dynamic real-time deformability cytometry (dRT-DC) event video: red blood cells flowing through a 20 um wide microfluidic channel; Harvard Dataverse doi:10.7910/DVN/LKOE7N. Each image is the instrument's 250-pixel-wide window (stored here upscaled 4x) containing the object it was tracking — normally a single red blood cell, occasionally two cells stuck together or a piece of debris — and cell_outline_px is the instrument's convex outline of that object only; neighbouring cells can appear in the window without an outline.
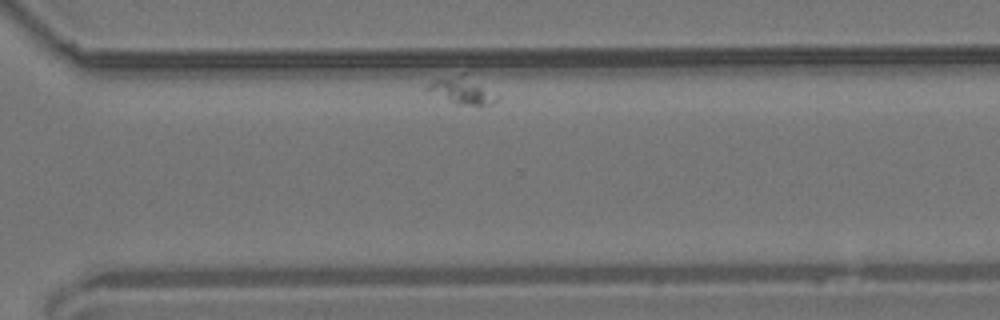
{"species": "common noctule bat (a hibernating species)", "species_latin": "Nyctalus noctula", "temperature_condition": "room temperature", "stored_images_in_passage": 38, "camera_frame_rate_fps": 3000, "um_per_image_px": 0.085, "animal": {"sex": "male", "body_mass_g": 19.2, "forearm_length_mm": 51.8}, "frame": {"image": 1, "passage_image": 33, "time_ms": 10.667, "image_size_px": [1000, 320], "cell_outline_px": [[500, 96], [492, 104], [456, 104], [424, 88], [432, 80], [460, 72], [464, 72]], "centroid_in_image_um": [39.28, 7.63], "position_along_channel_um": 331.3, "area_um2": 10.87}}